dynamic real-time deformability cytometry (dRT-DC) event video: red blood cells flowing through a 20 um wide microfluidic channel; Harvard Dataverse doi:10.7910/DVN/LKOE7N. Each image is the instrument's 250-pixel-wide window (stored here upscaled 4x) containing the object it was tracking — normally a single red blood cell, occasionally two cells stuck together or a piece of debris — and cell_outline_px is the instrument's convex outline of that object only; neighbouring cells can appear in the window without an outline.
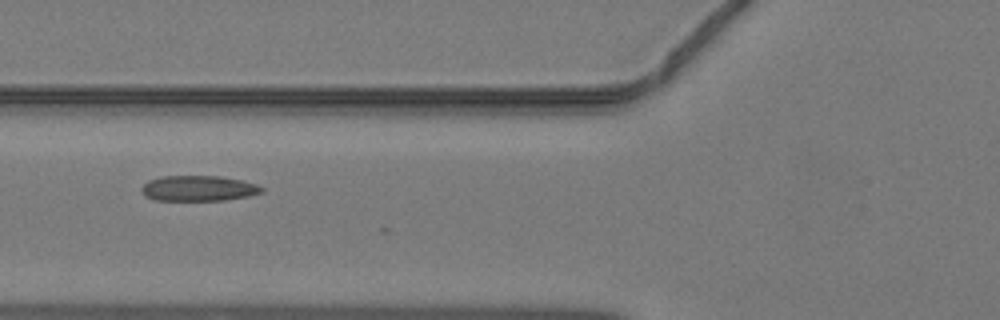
{"species": "common noctule bat (a hibernating species)", "species_latin": "Nyctalus noctula", "temperature_condition": "warm", "stored_images_in_passage": 8, "camera_frame_rate_fps": 3000, "um_per_image_px": 0.085, "animal": {"sex": "male", "body_mass_g": 19.2, "forearm_length_mm": 51.8}, "frame": {"image": 1, "passage_image": 3, "time_ms": 0.667, "image_size_px": [1000, 320], "cell_outline_px": [[264, 192], [248, 196], [224, 200], [152, 200], [144, 196], [140, 188], [148, 180], [160, 176], [220, 176], [244, 180], [256, 184], [264, 188]], "centroid_in_image_um": [16.86, 16.0], "position_along_channel_um": 108.9, "area_um2": 18.03}}
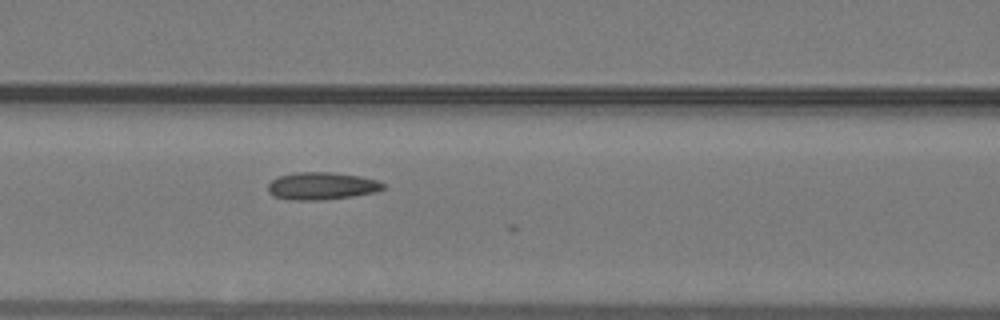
{"frame": {"image": 2, "passage_image": 5, "time_ms": 1.333, "image_size_px": [1000, 320], "cell_outline_px": [[384, 188], [376, 192], [352, 196], [320, 200], [288, 200], [272, 196], [268, 192], [268, 184], [272, 180], [280, 176], [292, 172], [332, 172], [360, 176], [376, 180], [384, 184]], "centroid_in_image_um": [27.3, 15.81], "position_along_channel_um": 139.3, "area_um2": 18.5}}